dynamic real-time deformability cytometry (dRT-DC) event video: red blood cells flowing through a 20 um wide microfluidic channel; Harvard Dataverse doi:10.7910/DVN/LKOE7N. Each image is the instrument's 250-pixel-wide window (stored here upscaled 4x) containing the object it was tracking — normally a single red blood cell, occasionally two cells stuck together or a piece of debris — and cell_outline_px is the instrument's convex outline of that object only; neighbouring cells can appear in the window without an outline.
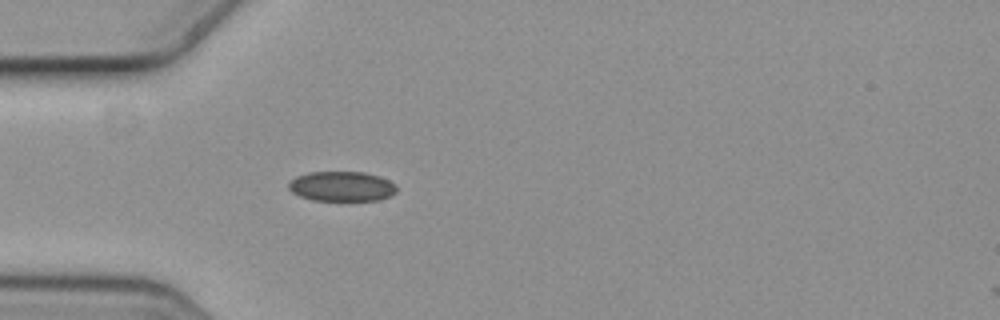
{"species": "common noctule bat (a hibernating species)", "species_latin": "Nyctalus noctula", "temperature_condition": "cold", "stored_images_in_passage": 5, "camera_frame_rate_fps": 3000, "um_per_image_px": 0.085, "animal": {"sex": "female", "body_mass_g": 19.3, "forearm_length_mm": 54.1}, "frame": {"image": 1, "passage_image": 5, "time_ms": 1.333, "image_size_px": [1000, 320], "cell_outline_px": [[396, 192], [380, 200], [312, 200], [300, 196], [292, 192], [288, 188], [288, 184], [296, 176], [308, 172], [364, 172], [380, 176], [396, 184]], "centroid_in_image_um": [29.05, 15.83], "position_along_channel_um": 56.0, "area_um2": 18.79}}